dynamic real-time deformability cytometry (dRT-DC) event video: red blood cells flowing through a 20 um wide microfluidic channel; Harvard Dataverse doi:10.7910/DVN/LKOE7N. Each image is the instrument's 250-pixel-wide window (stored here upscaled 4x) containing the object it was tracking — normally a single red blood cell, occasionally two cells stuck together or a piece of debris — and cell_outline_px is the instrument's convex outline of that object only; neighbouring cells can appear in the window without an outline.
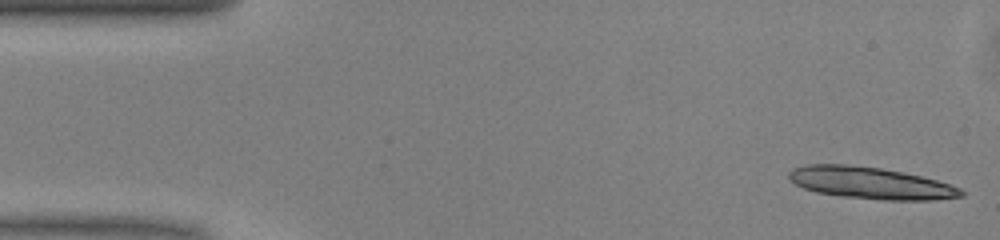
{"species": "common noctule bat (a hibernating species)", "species_latin": "Nyctalus noctula", "temperature_condition": "warm", "stored_images_in_passage": 49, "camera_frame_rate_fps": 3000, "um_per_image_px": 0.085, "animal": {"sex": "male", "body_mass_g": 13.0, "forearm_length_mm": 53.1}, "frame": {"image": 1, "passage_image": 1, "time_ms": 0.0, "image_size_px": [1000, 240], "cell_outline_px": [[964, 196], [932, 200], [884, 200], [844, 196], [816, 192], [804, 188], [796, 184], [788, 176], [788, 172], [792, 168], [808, 164], [844, 164], [880, 168], [920, 176], [936, 180], [960, 188], [964, 192]], "centroid_in_image_um": [73.98, 15.55], "position_along_channel_um": 11.0, "area_um2": 31.62}}
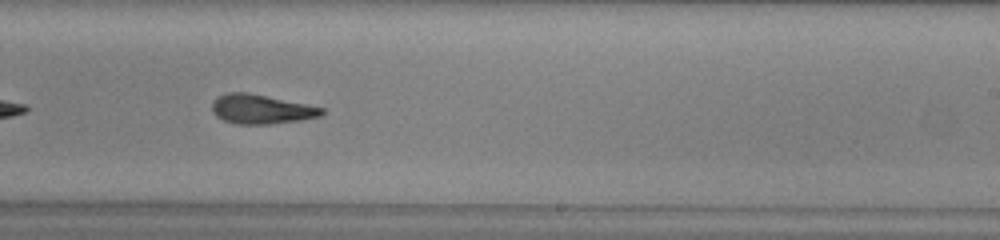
{"frame": {"image": 2, "passage_image": 29, "time_ms": 9.333, "image_size_px": [1000, 240], "cell_outline_px": [[328, 112], [320, 116], [300, 120], [268, 124], [236, 124], [224, 120], [216, 116], [212, 112], [212, 100], [216, 96], [228, 92], [248, 92], [324, 108]], "centroid_in_image_um": [22.18, 9.27], "position_along_channel_um": 266.8, "area_um2": 18.84}}
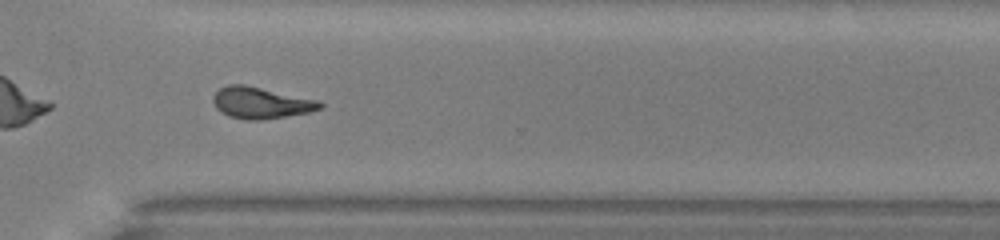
{"frame": {"image": 3, "passage_image": 35, "time_ms": 11.333, "image_size_px": [1000, 240], "cell_outline_px": [[324, 108], [308, 112], [260, 120], [248, 120], [228, 116], [220, 112], [216, 108], [212, 100], [212, 96], [220, 88], [228, 84], [244, 84], [320, 100], [324, 104]], "centroid_in_image_um": [22.17, 8.73], "position_along_channel_um": 348.4, "area_um2": 19.71}, "authors_computed_cell_mechanics": {"area_um2": 19.1318, "velocity_mm_per_s": 4.0708, "shape_relaxation_time_tau1_ms": 6.7284, "shape_relaxation_time_tau2_ms": 4.004, "deformation_change_tau1": 0.2169, "deformation_change_tau2": 0.1379}}